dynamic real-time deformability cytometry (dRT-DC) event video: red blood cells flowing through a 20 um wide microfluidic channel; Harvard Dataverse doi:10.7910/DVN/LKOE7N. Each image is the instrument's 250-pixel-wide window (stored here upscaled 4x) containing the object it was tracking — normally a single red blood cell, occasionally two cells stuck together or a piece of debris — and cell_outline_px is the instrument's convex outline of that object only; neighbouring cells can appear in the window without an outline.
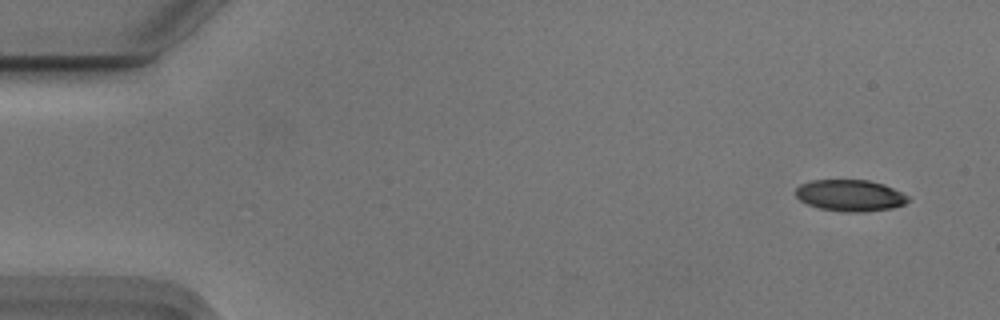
{"species": "Egyptian fruit bat (a non-hibernating species)", "species_latin": "Rousettus aegyptiacus", "temperature_condition": "cold", "stored_images_in_passage": 13, "camera_frame_rate_fps": 3000, "um_per_image_px": 0.085, "animal": {"sex": "male"}, "frame": {"image": 1, "passage_image": 1, "time_ms": 0.0, "image_size_px": [1000, 320], "cell_outline_px": [[908, 200], [904, 204], [892, 208], [864, 212], [844, 212], [820, 208], [808, 204], [800, 200], [796, 196], [796, 188], [800, 184], [812, 180], [868, 180], [884, 184], [908, 196]], "centroid_in_image_um": [72.24, 16.61], "position_along_channel_um": 12.8, "area_um2": 20.52}}